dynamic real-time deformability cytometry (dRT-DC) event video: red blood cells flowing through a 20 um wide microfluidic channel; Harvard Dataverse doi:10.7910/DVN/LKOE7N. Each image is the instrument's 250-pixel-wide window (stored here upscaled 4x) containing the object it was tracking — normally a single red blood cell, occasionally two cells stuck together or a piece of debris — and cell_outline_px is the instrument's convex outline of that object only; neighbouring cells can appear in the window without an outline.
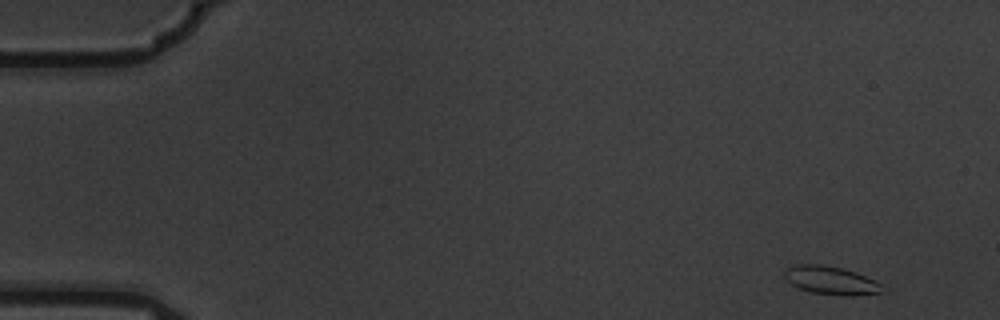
{"species": "common noctule bat (a hibernating species)", "species_latin": "Nyctalus noctula", "temperature_condition": "warm", "stored_images_in_passage": 5, "camera_frame_rate_fps": 3000, "um_per_image_px": 0.085, "animal": {"sex": "male", "body_mass_g": 19.5, "forearm_length_mm": 54.6}, "frame": {"image": 1, "passage_image": 1, "time_ms": 0.0, "image_size_px": [1000, 320], "cell_outline_px": [[884, 292], [852, 296], [840, 296], [812, 292], [800, 288], [784, 280], [784, 272], [788, 268], [796, 264], [820, 264], [840, 268], [856, 272], [880, 284]], "centroid_in_image_um": [70.59, 23.84], "position_along_channel_um": 14.4, "area_um2": 15.95}}
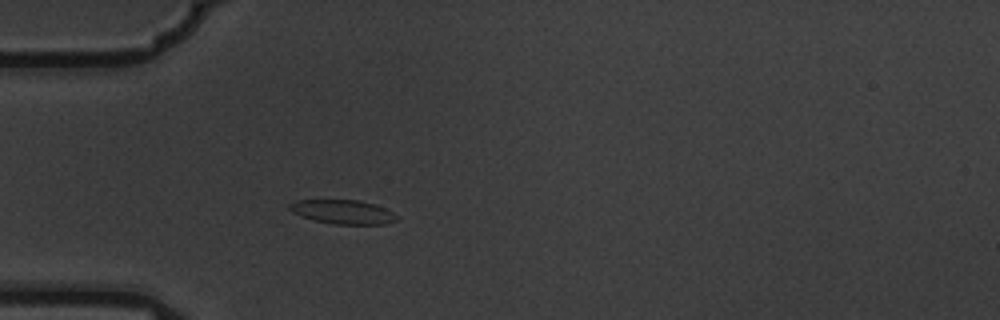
{"frame": {"image": 2, "passage_image": 5, "time_ms": 1.333, "image_size_px": [1000, 320], "cell_outline_px": [[400, 220], [384, 224], [332, 224], [312, 220], [300, 216], [292, 212], [288, 208], [288, 204], [296, 200], [360, 200], [376, 204], [400, 216]], "centroid_in_image_um": [29.16, 18.01], "position_along_channel_um": 55.8, "area_um2": 15.32}}